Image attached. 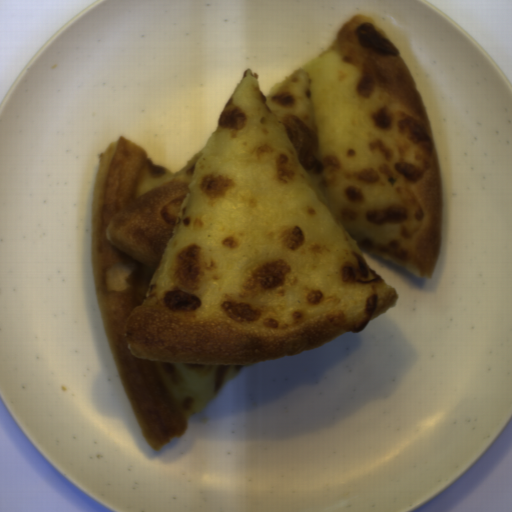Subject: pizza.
<instances>
[{
  "mask_svg": "<svg viewBox=\"0 0 512 512\" xmlns=\"http://www.w3.org/2000/svg\"><path fill=\"white\" fill-rule=\"evenodd\" d=\"M441 229L422 94L360 12L267 96L247 69L177 173L119 136L100 155L92 271L144 440L183 436L243 368L360 333L398 302L362 249L431 279Z\"/></svg>",
  "mask_w": 512,
  "mask_h": 512,
  "instance_id": "dd6c1bee",
  "label": "pizza"
}]
</instances>
